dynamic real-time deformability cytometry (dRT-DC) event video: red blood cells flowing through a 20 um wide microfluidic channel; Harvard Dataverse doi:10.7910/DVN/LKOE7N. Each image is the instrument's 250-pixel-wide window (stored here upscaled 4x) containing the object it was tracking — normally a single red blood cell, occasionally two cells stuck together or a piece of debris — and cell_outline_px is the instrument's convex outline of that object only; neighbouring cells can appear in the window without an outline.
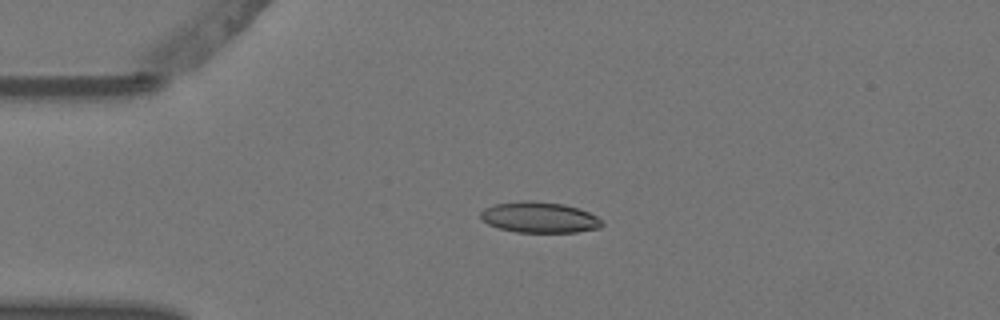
{"species": "Egyptian fruit bat (a non-hibernating species)", "species_latin": "Rousettus aegyptiacus", "temperature_condition": "warm", "stored_images_in_passage": 4, "camera_frame_rate_fps": 3000, "um_per_image_px": 0.085, "animal": {"sex": "female"}, "frame": {"image": 1, "passage_image": 2, "time_ms": 0.333, "image_size_px": [1000, 320], "cell_outline_px": [[604, 224], [600, 228], [576, 232], [516, 232], [500, 228], [488, 224], [480, 216], [480, 212], [484, 208], [492, 204], [520, 200], [532, 200], [564, 204], [580, 208], [596, 216]], "centroid_in_image_um": [45.84, 18.46], "position_along_channel_um": 39.2, "area_um2": 21.96}}
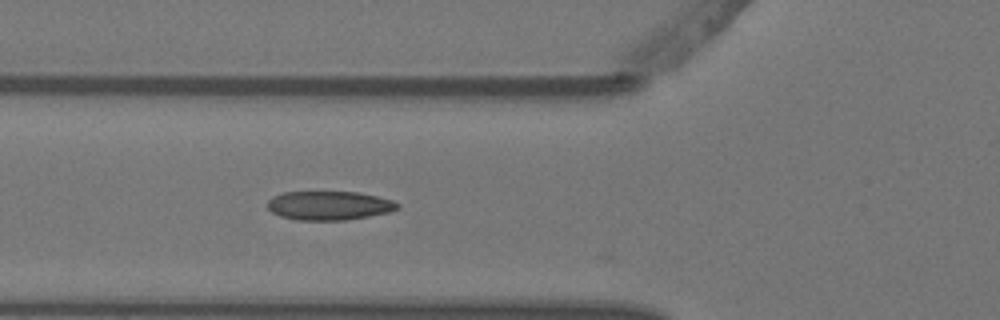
{"frame": {"image": 2, "passage_image": 4, "time_ms": 1.0, "image_size_px": [1000, 320], "cell_outline_px": [[400, 208], [388, 212], [368, 216], [344, 220], [296, 220], [280, 216], [272, 212], [268, 208], [268, 200], [272, 196], [284, 192], [356, 192], [376, 196], [392, 200], [400, 204]], "centroid_in_image_um": [27.96, 17.47], "position_along_channel_um": 97.8, "area_um2": 21.85}}